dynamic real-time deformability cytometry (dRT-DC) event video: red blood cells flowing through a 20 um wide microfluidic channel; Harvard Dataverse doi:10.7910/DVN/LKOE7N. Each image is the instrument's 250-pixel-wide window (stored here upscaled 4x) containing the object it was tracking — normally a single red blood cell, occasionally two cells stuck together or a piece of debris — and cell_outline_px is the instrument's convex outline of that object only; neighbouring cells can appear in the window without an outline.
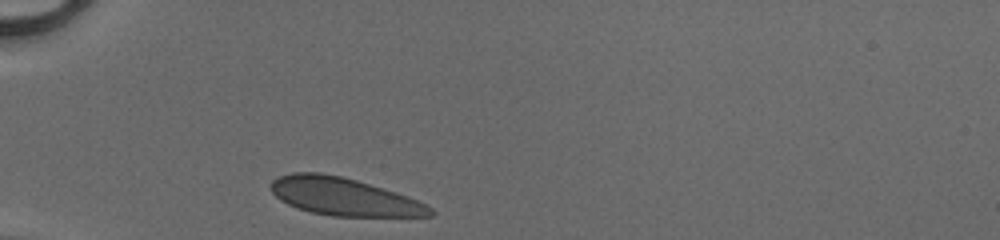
{"species": "human", "species_latin": "Homo sapiens", "temperature_condition": "cold", "stored_images_in_passage": 27, "camera_frame_rate_fps": 3000, "um_per_image_px": 0.085, "donor": {"sex": "male"}, "frame": {"image": 1, "passage_image": 1, "time_ms": 0.0, "image_size_px": [1000, 240], "cell_outline_px": [[436, 212], [432, 216], [332, 216], [312, 212], [296, 208], [280, 200], [268, 188], [272, 180], [280, 176], [292, 172], [320, 172], [340, 176], [356, 180], [396, 192], [408, 196], [432, 208]], "centroid_in_image_um": [29.19, 16.71], "position_along_channel_um": 55.8, "area_um2": 34.97}}
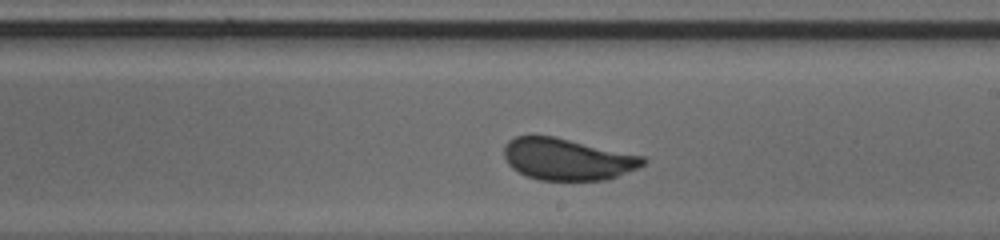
{"frame": {"image": 2, "passage_image": 16, "time_ms": 5.0, "image_size_px": [1000, 240], "cell_outline_px": [[648, 160], [644, 164], [636, 168], [616, 176], [604, 180], [540, 180], [528, 176], [512, 168], [508, 164], [504, 156], [504, 144], [508, 140], [516, 136], [556, 136], [644, 156]], "centroid_in_image_um": [48.21, 13.52], "position_along_channel_um": 240.8, "area_um2": 33.76}}
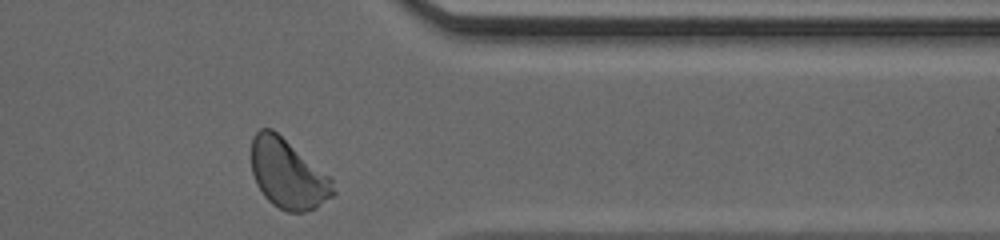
{"frame": {"image": 3, "passage_image": 27, "time_ms": 8.667, "image_size_px": [1000, 240], "cell_outline_px": [[336, 192], [332, 196], [316, 208], [304, 212], [288, 212], [272, 204], [264, 196], [256, 184], [252, 172], [252, 136], [260, 128], [272, 128], [328, 176], [332, 180]], "centroid_in_image_um": [24.44, 14.8], "position_along_channel_um": 387.0, "area_um2": 32.66}, "authors_computed_cell_mechanics": {"area_um2": 34.1598, "velocity_mm_per_s": 4.1126, "shape_relaxation_time_tau1_ms": 5.4834, "shape_relaxation_time_tau2_ms": null, "deformation_change_tau1": 0.1422, "deformation_change_tau2": null}}